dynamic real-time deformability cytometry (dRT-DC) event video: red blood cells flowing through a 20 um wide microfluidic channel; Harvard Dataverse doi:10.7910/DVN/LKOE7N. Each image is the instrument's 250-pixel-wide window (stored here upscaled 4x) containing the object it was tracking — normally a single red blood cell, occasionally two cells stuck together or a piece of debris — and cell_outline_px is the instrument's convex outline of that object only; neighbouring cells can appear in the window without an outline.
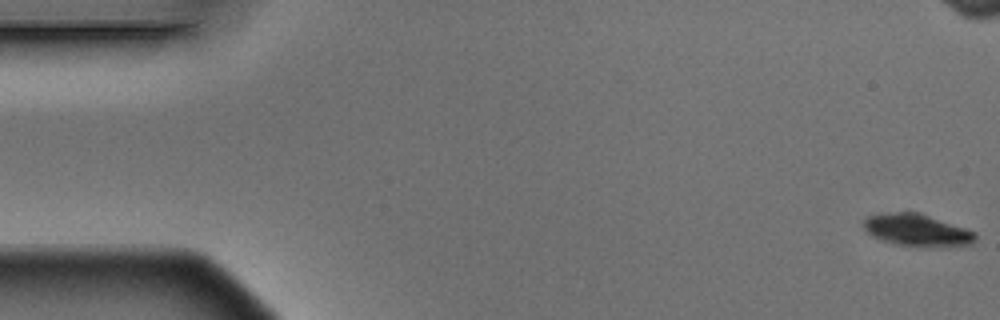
{"species": "Egyptian fruit bat (a non-hibernating species)", "species_latin": "Rousettus aegyptiacus", "temperature_condition": "warm", "stored_images_in_passage": 8, "camera_frame_rate_fps": 3000, "um_per_image_px": 0.085, "animal": {"sex": "male"}, "frame": {"image": 1, "passage_image": 1, "time_ms": 0.0, "image_size_px": [1000, 320], "cell_outline_px": [[976, 240], [972, 244], [928, 248], [916, 248], [892, 244], [872, 236], [864, 228], [864, 220], [868, 216], [888, 212], [916, 212], [976, 232]], "centroid_in_image_um": [77.94, 19.6], "position_along_channel_um": 7.1, "area_um2": 21.1}}